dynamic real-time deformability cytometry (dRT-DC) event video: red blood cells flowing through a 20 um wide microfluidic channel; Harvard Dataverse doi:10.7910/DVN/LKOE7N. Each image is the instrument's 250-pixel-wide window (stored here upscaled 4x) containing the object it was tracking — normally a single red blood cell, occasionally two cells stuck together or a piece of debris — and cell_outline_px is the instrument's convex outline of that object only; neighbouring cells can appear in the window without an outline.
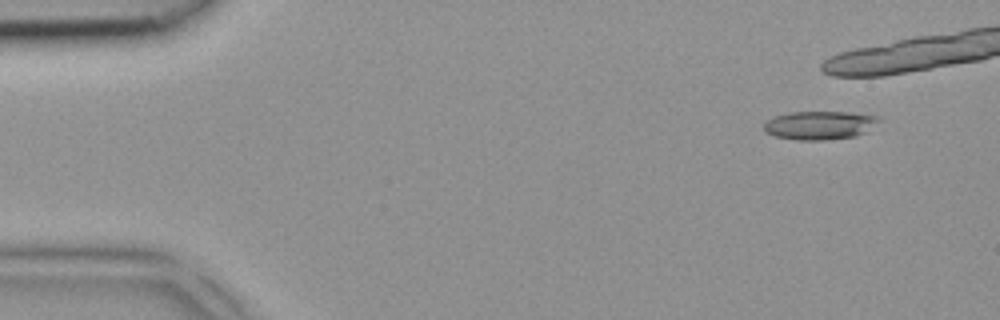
{"species": "common noctule bat (a hibernating species)", "species_latin": "Nyctalus noctula", "temperature_condition": "room temperature", "stored_images_in_passage": 7, "camera_frame_rate_fps": 3000, "um_per_image_px": 0.085, "animal": {"sex": "female", "body_mass_g": 18.4}, "frame": {"image": 1, "passage_image": 1, "time_ms": 0.0, "image_size_px": [1000, 320], "cell_outline_px": [[880, 120], [864, 132], [856, 136], [824, 140], [796, 140], [772, 136], [764, 132], [764, 120], [772, 116], [788, 112], [848, 112], [876, 116]], "centroid_in_image_um": [69.55, 10.64], "position_along_channel_um": 15.4, "area_um2": 19.19}}